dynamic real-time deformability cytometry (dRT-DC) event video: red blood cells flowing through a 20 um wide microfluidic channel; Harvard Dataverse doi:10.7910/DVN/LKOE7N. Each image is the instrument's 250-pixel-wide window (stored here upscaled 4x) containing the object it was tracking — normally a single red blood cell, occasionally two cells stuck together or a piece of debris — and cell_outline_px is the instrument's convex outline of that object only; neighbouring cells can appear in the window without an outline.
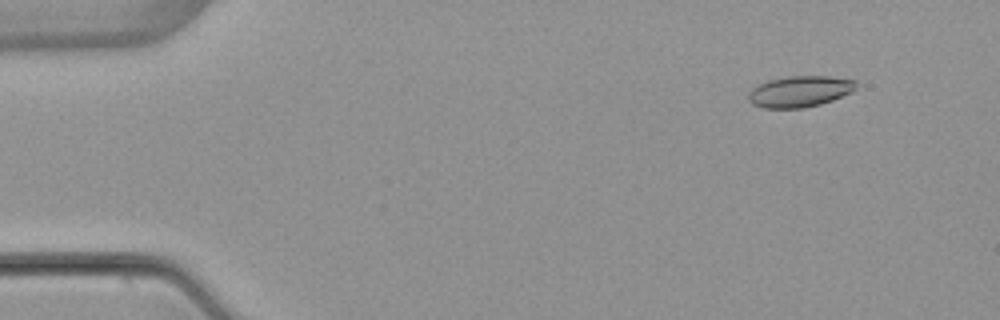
{"species": "common noctule bat (a hibernating species)", "species_latin": "Nyctalus noctula", "temperature_condition": "warm", "stored_images_in_passage": 4, "camera_frame_rate_fps": 3000, "um_per_image_px": 0.085, "animal": {"sex": "female", "body_mass_g": 22.7, "forearm_length_mm": 54.2}, "frame": {"image": 1, "passage_image": 1, "time_ms": 0.0, "image_size_px": [1000, 320], "cell_outline_px": [[856, 88], [852, 92], [832, 100], [820, 104], [804, 108], [764, 108], [752, 104], [748, 100], [748, 92], [752, 88], [768, 80], [788, 76], [828, 76], [856, 80]], "centroid_in_image_um": [67.97, 7.77], "position_along_channel_um": 17.0, "area_um2": 19.59}}
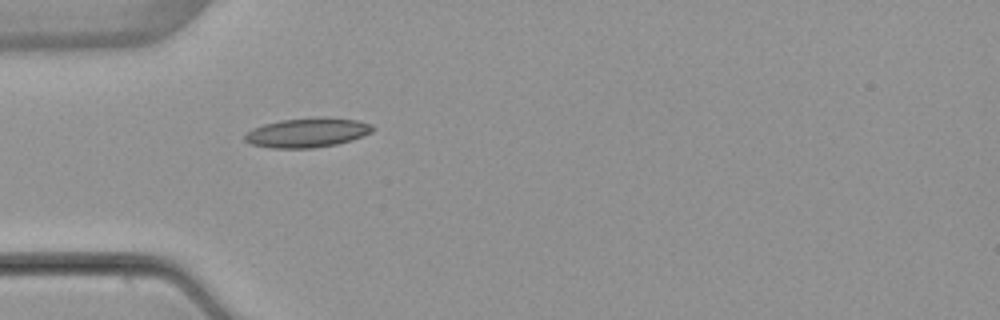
{"frame": {"image": 2, "passage_image": 4, "time_ms": 3.667, "image_size_px": [1000, 320], "cell_outline_px": [[376, 128], [372, 132], [352, 140], [336, 144], [312, 148], [272, 148], [252, 144], [244, 140], [244, 136], [252, 128], [264, 124], [280, 120], [356, 120], [372, 124]], "centroid_in_image_um": [26.09, 11.32], "position_along_channel_um": 58.9, "area_um2": 20.92}}